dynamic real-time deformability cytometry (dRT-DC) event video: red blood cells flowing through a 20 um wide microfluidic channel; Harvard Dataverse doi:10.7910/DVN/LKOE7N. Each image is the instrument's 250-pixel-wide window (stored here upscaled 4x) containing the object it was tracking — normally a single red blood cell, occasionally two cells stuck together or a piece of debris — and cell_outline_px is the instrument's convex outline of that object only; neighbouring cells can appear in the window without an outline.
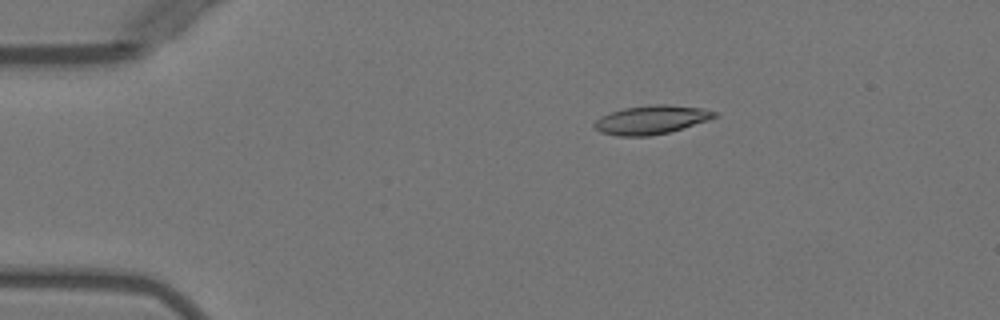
{"species": "Egyptian fruit bat (a non-hibernating species)", "species_latin": "Rousettus aegyptiacus", "temperature_condition": "warm", "stored_images_in_passage": 3, "camera_frame_rate_fps": 3000, "um_per_image_px": 0.085, "animal": {"sex": "female"}, "frame": {"image": 1, "passage_image": 3, "time_ms": 3.333, "image_size_px": [1000, 320], "cell_outline_px": [[716, 116], [708, 120], [668, 132], [648, 136], [616, 136], [600, 132], [592, 124], [600, 116], [624, 108], [652, 104], [668, 104], [704, 108], [716, 112]], "centroid_in_image_um": [55.34, 10.17], "position_along_channel_um": 29.7, "area_um2": 20.0}}